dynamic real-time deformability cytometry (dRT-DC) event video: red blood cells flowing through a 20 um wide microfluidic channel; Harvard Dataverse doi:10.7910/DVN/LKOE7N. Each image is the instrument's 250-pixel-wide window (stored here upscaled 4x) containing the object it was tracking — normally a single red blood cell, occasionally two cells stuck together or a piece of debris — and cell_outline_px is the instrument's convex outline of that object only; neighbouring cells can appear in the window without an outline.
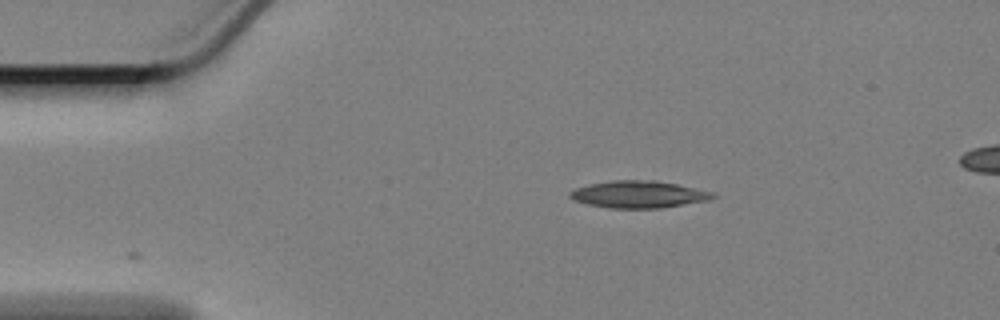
{"species": "Egyptian fruit bat (a non-hibernating species)", "species_latin": "Rousettus aegyptiacus", "temperature_condition": "cold", "stored_images_in_passage": 2, "camera_frame_rate_fps": 3000, "um_per_image_px": 0.085, "animal": {"sex": "female"}, "frame": {"image": 1, "passage_image": 1, "time_ms": 0.0, "image_size_px": [1000, 320], "cell_outline_px": [[716, 196], [708, 200], [660, 208], [608, 208], [588, 204], [572, 200], [568, 196], [568, 192], [576, 188], [588, 184], [612, 180], [656, 180], [676, 184], [712, 192]], "centroid_in_image_um": [54.21, 16.52], "position_along_channel_um": 30.8, "area_um2": 22.48}}